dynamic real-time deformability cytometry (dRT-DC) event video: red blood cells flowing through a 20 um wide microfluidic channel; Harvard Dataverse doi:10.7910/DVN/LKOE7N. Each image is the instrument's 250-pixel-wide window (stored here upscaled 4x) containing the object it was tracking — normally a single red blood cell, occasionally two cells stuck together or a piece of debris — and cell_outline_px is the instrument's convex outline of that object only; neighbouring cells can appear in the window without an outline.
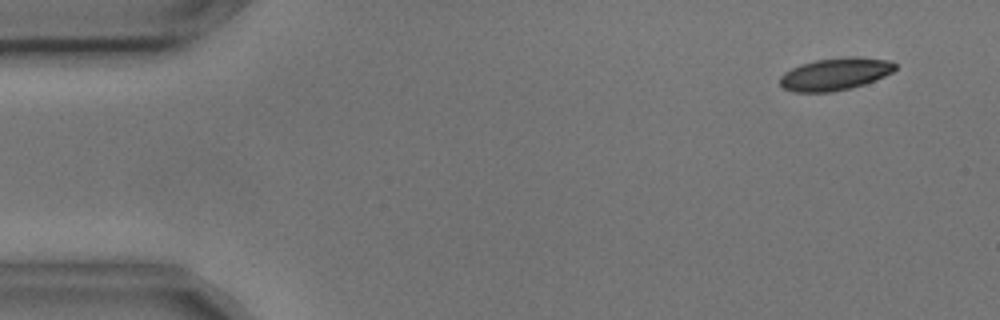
{"species": "common noctule bat (a hibernating species)", "species_latin": "Nyctalus noctula", "temperature_condition": "cold", "stored_images_in_passage": 5, "camera_frame_rate_fps": 3000, "um_per_image_px": 0.085, "animal": {"sex": "male", "body_mass_g": 17.9, "forearm_length_mm": 54.2}, "frame": {"image": 1, "passage_image": 2, "time_ms": 0.333, "image_size_px": [1000, 320], "cell_outline_px": [[896, 68], [892, 72], [884, 76], [864, 84], [832, 92], [792, 92], [784, 88], [780, 84], [780, 76], [784, 72], [800, 64], [816, 60], [848, 56], [856, 56], [888, 60], [896, 64]], "centroid_in_image_um": [70.97, 6.29], "position_along_channel_um": 14.0, "area_um2": 21.68}}
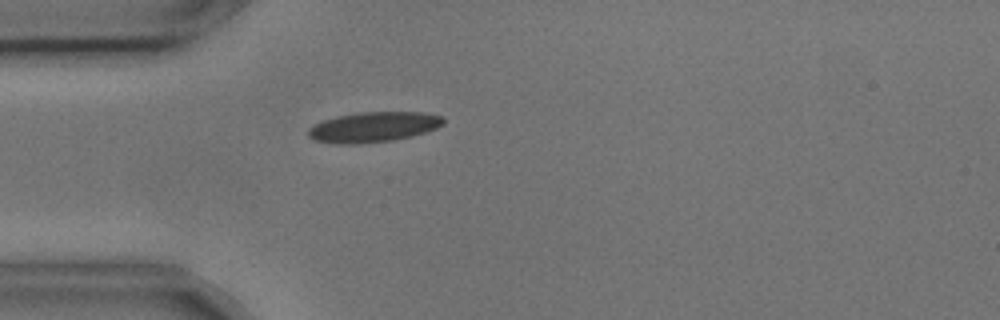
{"frame": {"image": 2, "passage_image": 5, "time_ms": 1.333, "image_size_px": [1000, 320], "cell_outline_px": [[444, 124], [436, 128], [412, 136], [392, 140], [360, 144], [336, 144], [316, 140], [308, 136], [308, 128], [324, 120], [336, 116], [356, 112], [424, 112], [440, 116], [444, 120]], "centroid_in_image_um": [31.73, 10.79], "position_along_channel_um": 53.3, "area_um2": 23.76}}